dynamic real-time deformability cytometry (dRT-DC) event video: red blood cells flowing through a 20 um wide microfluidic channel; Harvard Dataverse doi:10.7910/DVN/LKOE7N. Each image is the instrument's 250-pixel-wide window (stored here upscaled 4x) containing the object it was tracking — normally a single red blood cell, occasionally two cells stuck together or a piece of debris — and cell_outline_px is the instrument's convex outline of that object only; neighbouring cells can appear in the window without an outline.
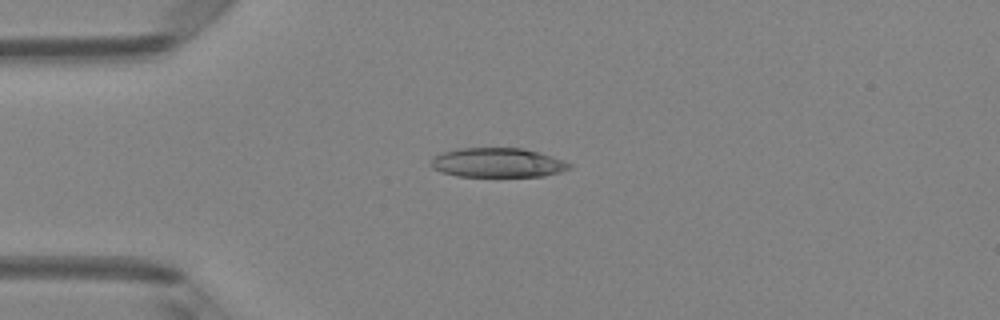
{"species": "Egyptian fruit bat (a non-hibernating species)", "species_latin": "Rousettus aegyptiacus", "temperature_condition": "room temperature", "stored_images_in_passage": 42, "camera_frame_rate_fps": 3000, "um_per_image_px": 0.085, "animal": {"sex": "female"}, "frame": {"image": 1, "passage_image": 6, "time_ms": 1.667, "image_size_px": [1000, 320], "cell_outline_px": [[572, 168], [560, 172], [544, 176], [456, 176], [432, 168], [432, 156], [444, 152], [460, 148], [524, 148], [540, 152], [572, 164]], "centroid_in_image_um": [42.32, 13.82], "position_along_channel_um": 42.7, "area_um2": 23.58}}
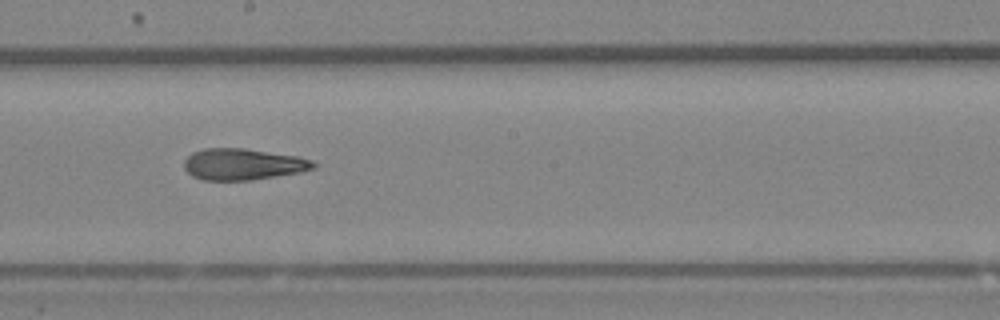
{"frame": {"image": 2, "passage_image": 21, "time_ms": 6.667, "image_size_px": [1000, 320], "cell_outline_px": [[316, 168], [300, 172], [252, 180], [204, 180], [192, 176], [184, 168], [184, 160], [192, 152], [204, 148], [244, 148], [296, 156], [312, 160], [316, 164]], "centroid_in_image_um": [20.64, 13.96], "position_along_channel_um": 227.6, "area_um2": 23.64}}
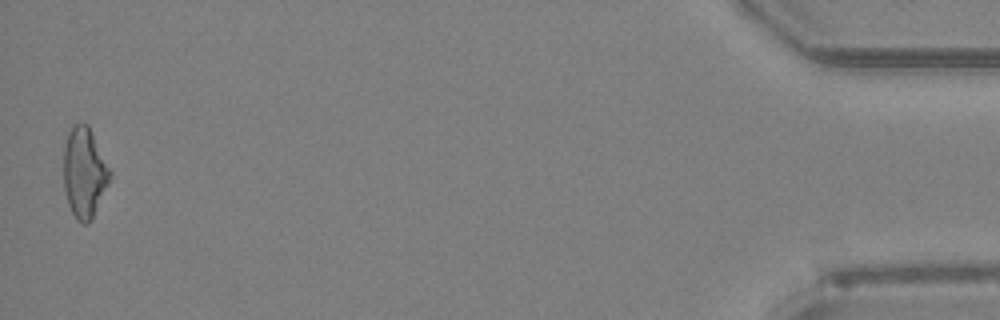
{"frame": {"image": 3, "passage_image": 42, "time_ms": 13.667, "image_size_px": [1000, 320], "cell_outline_px": [[112, 176], [92, 220], [88, 224], [84, 224], [76, 220], [68, 204], [64, 192], [64, 144], [68, 132], [72, 124], [88, 124], [112, 172]], "centroid_in_image_um": [7.17, 14.69], "position_along_channel_um": 428.0, "area_um2": 24.62}, "authors_computed_cell_mechanics": {"area_um2": 23.8136, "velocity_mm_per_s": 4.1662, "shape_relaxation_time_tau1_ms": 8.6315, "shape_relaxation_time_tau2_ms": 4.4679, "deformation_change_tau1": 0.2787, "deformation_change_tau2": 0.1478}}